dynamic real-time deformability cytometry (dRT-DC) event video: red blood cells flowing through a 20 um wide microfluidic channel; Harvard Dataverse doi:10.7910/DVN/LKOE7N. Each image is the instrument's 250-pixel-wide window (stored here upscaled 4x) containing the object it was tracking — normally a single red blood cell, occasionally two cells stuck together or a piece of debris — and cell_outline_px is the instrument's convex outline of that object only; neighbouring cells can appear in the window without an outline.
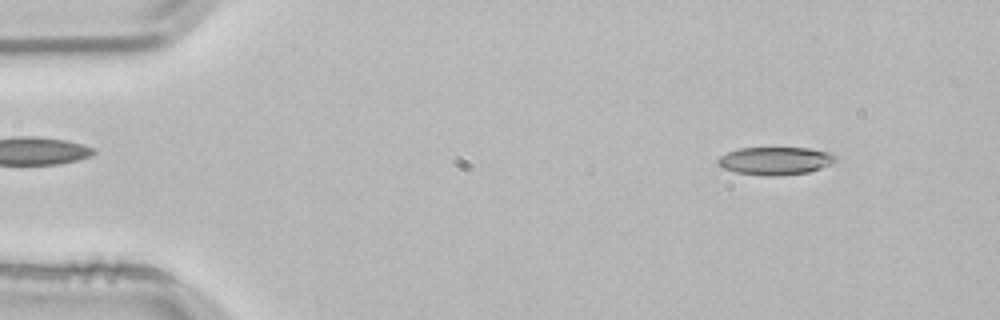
{"species": "common noctule bat (a hibernating species)", "species_latin": "Nyctalus noctula", "temperature_condition": "room temperature", "stored_images_in_passage": 3, "segment_of_instrument_passage": [2, 2], "camera_frame_rate_fps": 3000, "um_per_image_px": 0.085, "animal": {"sex": "male", "body_mass_g": 21.5, "forearm_length_mm": 52.0}, "frame": {"image": 1, "passage_image": 3, "time_ms": 0.667, "image_size_px": [1000, 320], "cell_outline_px": [[836, 160], [820, 168], [808, 172], [780, 176], [764, 176], [736, 172], [724, 168], [716, 164], [716, 160], [720, 156], [728, 152], [740, 148], [808, 148], [828, 152], [836, 156]], "centroid_in_image_um": [65.85, 13.67], "position_along_channel_um": 19.1, "area_um2": 19.02}}